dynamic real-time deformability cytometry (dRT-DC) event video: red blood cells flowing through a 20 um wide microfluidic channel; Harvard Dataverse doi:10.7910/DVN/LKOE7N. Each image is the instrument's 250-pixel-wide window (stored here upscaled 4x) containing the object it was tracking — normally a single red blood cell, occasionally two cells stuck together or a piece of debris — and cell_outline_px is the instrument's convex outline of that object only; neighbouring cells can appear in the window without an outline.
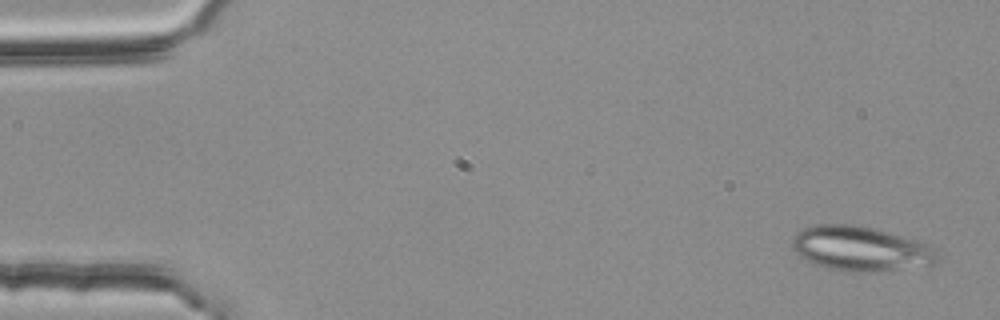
{"species": "common noctule bat (a hibernating species)", "species_latin": "Nyctalus noctula", "temperature_condition": "room temperature", "stored_images_in_passage": 4, "segment_of_instrument_passage": [2, 2], "camera_frame_rate_fps": 3000, "um_per_image_px": 0.085, "animal": {"sex": "female", "body_mass_g": 25.1}, "frame": {"image": 1, "passage_image": 4, "time_ms": 1.0, "image_size_px": [1000, 320], "cell_outline_px": [[940, 260], [936, 264], [876, 272], [860, 272], [828, 268], [816, 264], [800, 256], [792, 248], [792, 240], [796, 232], [804, 228], [816, 224], [856, 224], [876, 228], [916, 240], [928, 244], [936, 252]], "centroid_in_image_um": [73.17, 21.12], "position_along_channel_um": 11.8, "area_um2": 37.86}}